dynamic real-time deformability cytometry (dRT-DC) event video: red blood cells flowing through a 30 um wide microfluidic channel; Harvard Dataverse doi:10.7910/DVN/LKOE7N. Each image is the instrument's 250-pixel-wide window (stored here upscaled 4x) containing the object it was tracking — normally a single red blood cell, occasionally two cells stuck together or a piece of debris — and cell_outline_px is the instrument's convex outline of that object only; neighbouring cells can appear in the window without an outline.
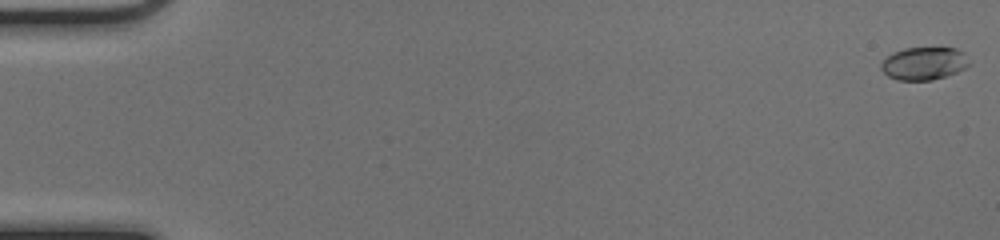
{"species": "common noctule bat (a hibernating species)", "species_latin": "Nyctalus noctula", "temperature_condition": "cold", "stored_images_in_passage": 52, "camera_frame_rate_fps": 3000, "um_per_image_px": 0.085, "animal": {"sex": "female", "body_mass_g": 17.0, "forearm_length_mm": 48.0}, "frame": {"image": 1, "passage_image": 1, "time_ms": 0.0, "image_size_px": [1000, 240], "cell_outline_px": [[968, 64], [964, 68], [956, 72], [932, 80], [896, 80], [888, 76], [880, 68], [880, 64], [892, 52], [904, 48], [956, 48], [964, 52]], "centroid_in_image_um": [78.49, 5.39], "position_along_channel_um": 6.5, "area_um2": 16.65}}
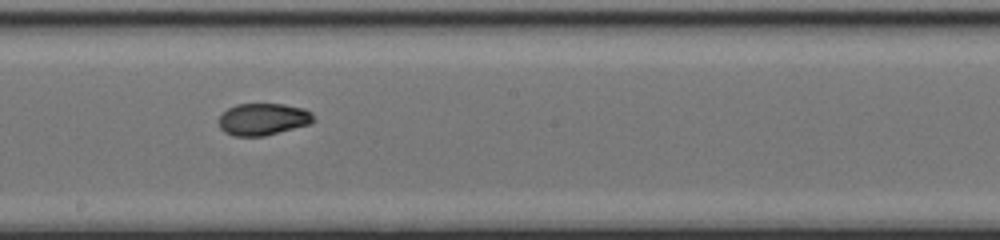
{"frame": {"image": 2, "passage_image": 30, "time_ms": 9.667, "image_size_px": [1000, 240], "cell_outline_px": [[316, 120], [308, 124], [264, 136], [232, 136], [224, 132], [220, 128], [216, 120], [228, 108], [236, 104], [284, 104], [304, 108], [312, 112]], "centroid_in_image_um": [22.33, 10.13], "position_along_channel_um": 225.9, "area_um2": 17.8}}
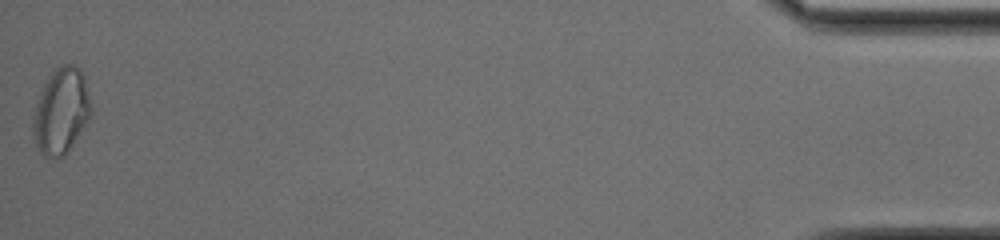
{"frame": {"image": 3, "passage_image": 52, "time_ms": 17.0, "image_size_px": [1000, 240], "cell_outline_px": [[92, 112], [88, 120], [64, 156], [44, 156], [40, 152], [32, 136], [32, 116], [40, 92], [48, 76], [56, 68], [64, 64], [72, 64], [84, 76], [92, 108]], "centroid_in_image_um": [5.17, 9.44], "position_along_channel_um": 430.0, "area_um2": 28.67}, "authors_computed_cell_mechanics": {"area_um2": 17.6868, "velocity_mm_per_s": 4.0777, "shape_relaxation_time_tau1_ms": null, "shape_relaxation_time_tau2_ms": 3.3874, "deformation_change_tau1": null, "deformation_change_tau2": 0.0597}}